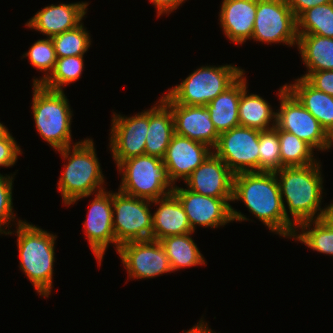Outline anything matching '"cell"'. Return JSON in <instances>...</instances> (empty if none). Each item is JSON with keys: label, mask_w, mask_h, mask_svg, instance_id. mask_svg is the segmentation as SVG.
<instances>
[{"label": "cell", "mask_w": 333, "mask_h": 333, "mask_svg": "<svg viewBox=\"0 0 333 333\" xmlns=\"http://www.w3.org/2000/svg\"><path fill=\"white\" fill-rule=\"evenodd\" d=\"M241 200L258 220L279 236L292 238L296 227L286 218L275 172L233 176L232 201Z\"/></svg>", "instance_id": "6da1fadb"}, {"label": "cell", "mask_w": 333, "mask_h": 333, "mask_svg": "<svg viewBox=\"0 0 333 333\" xmlns=\"http://www.w3.org/2000/svg\"><path fill=\"white\" fill-rule=\"evenodd\" d=\"M320 168L318 161L307 166L282 167L275 172L285 216L296 228L303 222L317 220L321 216L324 189ZM284 202H287L291 218Z\"/></svg>", "instance_id": "7a4b0ae2"}, {"label": "cell", "mask_w": 333, "mask_h": 333, "mask_svg": "<svg viewBox=\"0 0 333 333\" xmlns=\"http://www.w3.org/2000/svg\"><path fill=\"white\" fill-rule=\"evenodd\" d=\"M70 148H73L72 152ZM57 151L64 160H68L57 183L58 191L62 194L66 206L73 205L79 199L89 197L96 191L105 190L104 175L92 139L81 140L73 146Z\"/></svg>", "instance_id": "3957f363"}, {"label": "cell", "mask_w": 333, "mask_h": 333, "mask_svg": "<svg viewBox=\"0 0 333 333\" xmlns=\"http://www.w3.org/2000/svg\"><path fill=\"white\" fill-rule=\"evenodd\" d=\"M16 227L20 268L41 296L48 297L52 290L54 244L56 235L19 220Z\"/></svg>", "instance_id": "277c9868"}, {"label": "cell", "mask_w": 333, "mask_h": 333, "mask_svg": "<svg viewBox=\"0 0 333 333\" xmlns=\"http://www.w3.org/2000/svg\"><path fill=\"white\" fill-rule=\"evenodd\" d=\"M32 111L35 127L56 151L71 146L72 111L64 91L33 84Z\"/></svg>", "instance_id": "5b68a950"}, {"label": "cell", "mask_w": 333, "mask_h": 333, "mask_svg": "<svg viewBox=\"0 0 333 333\" xmlns=\"http://www.w3.org/2000/svg\"><path fill=\"white\" fill-rule=\"evenodd\" d=\"M122 181L119 191L137 198L154 201L175 189L162 159L147 154L123 160L118 166Z\"/></svg>", "instance_id": "8992f818"}, {"label": "cell", "mask_w": 333, "mask_h": 333, "mask_svg": "<svg viewBox=\"0 0 333 333\" xmlns=\"http://www.w3.org/2000/svg\"><path fill=\"white\" fill-rule=\"evenodd\" d=\"M244 70L237 66H201L180 84L168 89L166 96L176 104L205 106L230 87Z\"/></svg>", "instance_id": "52a82bcc"}, {"label": "cell", "mask_w": 333, "mask_h": 333, "mask_svg": "<svg viewBox=\"0 0 333 333\" xmlns=\"http://www.w3.org/2000/svg\"><path fill=\"white\" fill-rule=\"evenodd\" d=\"M280 108L276 112L275 126L295 134L313 149L325 151L331 148L329 134L319 121L283 85L278 92Z\"/></svg>", "instance_id": "ba28073f"}, {"label": "cell", "mask_w": 333, "mask_h": 333, "mask_svg": "<svg viewBox=\"0 0 333 333\" xmlns=\"http://www.w3.org/2000/svg\"><path fill=\"white\" fill-rule=\"evenodd\" d=\"M150 202L119 190L112 193L113 231L119 246L131 241L152 240Z\"/></svg>", "instance_id": "9c48e42d"}, {"label": "cell", "mask_w": 333, "mask_h": 333, "mask_svg": "<svg viewBox=\"0 0 333 333\" xmlns=\"http://www.w3.org/2000/svg\"><path fill=\"white\" fill-rule=\"evenodd\" d=\"M251 39L269 44L297 45V20L286 0H257Z\"/></svg>", "instance_id": "30bf717a"}, {"label": "cell", "mask_w": 333, "mask_h": 333, "mask_svg": "<svg viewBox=\"0 0 333 333\" xmlns=\"http://www.w3.org/2000/svg\"><path fill=\"white\" fill-rule=\"evenodd\" d=\"M260 131L238 126L222 132L213 152L234 175L242 172H259Z\"/></svg>", "instance_id": "8fae6325"}, {"label": "cell", "mask_w": 333, "mask_h": 333, "mask_svg": "<svg viewBox=\"0 0 333 333\" xmlns=\"http://www.w3.org/2000/svg\"><path fill=\"white\" fill-rule=\"evenodd\" d=\"M173 194L183 205L191 229L196 225L217 228L231 221H246L245 215L232 208V198H214L175 186Z\"/></svg>", "instance_id": "7c38bea8"}, {"label": "cell", "mask_w": 333, "mask_h": 333, "mask_svg": "<svg viewBox=\"0 0 333 333\" xmlns=\"http://www.w3.org/2000/svg\"><path fill=\"white\" fill-rule=\"evenodd\" d=\"M117 253L130 279H150L172 272L166 252L159 241L127 242L119 247Z\"/></svg>", "instance_id": "4fadbf2b"}, {"label": "cell", "mask_w": 333, "mask_h": 333, "mask_svg": "<svg viewBox=\"0 0 333 333\" xmlns=\"http://www.w3.org/2000/svg\"><path fill=\"white\" fill-rule=\"evenodd\" d=\"M149 110L131 117L113 113L110 149L116 165L123 160L145 154Z\"/></svg>", "instance_id": "5bb4252c"}, {"label": "cell", "mask_w": 333, "mask_h": 333, "mask_svg": "<svg viewBox=\"0 0 333 333\" xmlns=\"http://www.w3.org/2000/svg\"><path fill=\"white\" fill-rule=\"evenodd\" d=\"M94 196L83 227L90 248L100 266L109 243L115 244L117 252L120 246L116 243L113 231L112 193L103 190L96 192Z\"/></svg>", "instance_id": "9a60e30c"}, {"label": "cell", "mask_w": 333, "mask_h": 333, "mask_svg": "<svg viewBox=\"0 0 333 333\" xmlns=\"http://www.w3.org/2000/svg\"><path fill=\"white\" fill-rule=\"evenodd\" d=\"M172 111L175 134L206 144L214 149L219 140L205 106L173 103L165 94L160 98Z\"/></svg>", "instance_id": "2e32d148"}, {"label": "cell", "mask_w": 333, "mask_h": 333, "mask_svg": "<svg viewBox=\"0 0 333 333\" xmlns=\"http://www.w3.org/2000/svg\"><path fill=\"white\" fill-rule=\"evenodd\" d=\"M233 176L228 166L212 152L185 180L187 189L214 198H232Z\"/></svg>", "instance_id": "e0dca14e"}, {"label": "cell", "mask_w": 333, "mask_h": 333, "mask_svg": "<svg viewBox=\"0 0 333 333\" xmlns=\"http://www.w3.org/2000/svg\"><path fill=\"white\" fill-rule=\"evenodd\" d=\"M213 152L204 143L174 134L162 159L170 179L183 181Z\"/></svg>", "instance_id": "ac0fdd59"}, {"label": "cell", "mask_w": 333, "mask_h": 333, "mask_svg": "<svg viewBox=\"0 0 333 333\" xmlns=\"http://www.w3.org/2000/svg\"><path fill=\"white\" fill-rule=\"evenodd\" d=\"M88 5L87 2L51 4L38 11L25 25L52 38L80 25Z\"/></svg>", "instance_id": "d6986e66"}, {"label": "cell", "mask_w": 333, "mask_h": 333, "mask_svg": "<svg viewBox=\"0 0 333 333\" xmlns=\"http://www.w3.org/2000/svg\"><path fill=\"white\" fill-rule=\"evenodd\" d=\"M219 20L225 36L236 44L252 38L257 0H223Z\"/></svg>", "instance_id": "ffe728a7"}, {"label": "cell", "mask_w": 333, "mask_h": 333, "mask_svg": "<svg viewBox=\"0 0 333 333\" xmlns=\"http://www.w3.org/2000/svg\"><path fill=\"white\" fill-rule=\"evenodd\" d=\"M152 203L159 205L152 214V240L194 232L183 205L173 193Z\"/></svg>", "instance_id": "44dd1931"}, {"label": "cell", "mask_w": 333, "mask_h": 333, "mask_svg": "<svg viewBox=\"0 0 333 333\" xmlns=\"http://www.w3.org/2000/svg\"><path fill=\"white\" fill-rule=\"evenodd\" d=\"M246 86L247 80L243 73L230 87L205 105L219 134L240 126L239 100Z\"/></svg>", "instance_id": "7402d4cb"}, {"label": "cell", "mask_w": 333, "mask_h": 333, "mask_svg": "<svg viewBox=\"0 0 333 333\" xmlns=\"http://www.w3.org/2000/svg\"><path fill=\"white\" fill-rule=\"evenodd\" d=\"M157 102L149 109L145 154L163 159L175 128L171 109L161 99Z\"/></svg>", "instance_id": "603a6c76"}, {"label": "cell", "mask_w": 333, "mask_h": 333, "mask_svg": "<svg viewBox=\"0 0 333 333\" xmlns=\"http://www.w3.org/2000/svg\"><path fill=\"white\" fill-rule=\"evenodd\" d=\"M286 88L319 121L329 134L333 130V96L317 90L305 78H298Z\"/></svg>", "instance_id": "cb8c5ba5"}, {"label": "cell", "mask_w": 333, "mask_h": 333, "mask_svg": "<svg viewBox=\"0 0 333 333\" xmlns=\"http://www.w3.org/2000/svg\"><path fill=\"white\" fill-rule=\"evenodd\" d=\"M297 47L308 70L302 78L306 79L312 72L333 70V38L298 34Z\"/></svg>", "instance_id": "d4e9b609"}, {"label": "cell", "mask_w": 333, "mask_h": 333, "mask_svg": "<svg viewBox=\"0 0 333 333\" xmlns=\"http://www.w3.org/2000/svg\"><path fill=\"white\" fill-rule=\"evenodd\" d=\"M247 88L248 87L246 86L243 89L239 100L240 126L261 131L274 128L276 123V112H273L271 105H269V103L261 96L257 94H247Z\"/></svg>", "instance_id": "484cf974"}, {"label": "cell", "mask_w": 333, "mask_h": 333, "mask_svg": "<svg viewBox=\"0 0 333 333\" xmlns=\"http://www.w3.org/2000/svg\"><path fill=\"white\" fill-rule=\"evenodd\" d=\"M191 234L169 236L159 240L166 252L172 272L186 267L206 264Z\"/></svg>", "instance_id": "4316f807"}, {"label": "cell", "mask_w": 333, "mask_h": 333, "mask_svg": "<svg viewBox=\"0 0 333 333\" xmlns=\"http://www.w3.org/2000/svg\"><path fill=\"white\" fill-rule=\"evenodd\" d=\"M297 34L333 38V2L314 6L297 18Z\"/></svg>", "instance_id": "83f0119b"}, {"label": "cell", "mask_w": 333, "mask_h": 333, "mask_svg": "<svg viewBox=\"0 0 333 333\" xmlns=\"http://www.w3.org/2000/svg\"><path fill=\"white\" fill-rule=\"evenodd\" d=\"M274 128L278 131L281 164L284 167L307 166L318 162L314 158V149L309 144L295 134L280 130L276 126Z\"/></svg>", "instance_id": "f1b7e54d"}, {"label": "cell", "mask_w": 333, "mask_h": 333, "mask_svg": "<svg viewBox=\"0 0 333 333\" xmlns=\"http://www.w3.org/2000/svg\"><path fill=\"white\" fill-rule=\"evenodd\" d=\"M313 225V227H311ZM301 229L294 232L293 239L304 243L308 248L319 253L333 256V231L326 227L319 219L306 221L297 226ZM312 228V229H310Z\"/></svg>", "instance_id": "f546056e"}, {"label": "cell", "mask_w": 333, "mask_h": 333, "mask_svg": "<svg viewBox=\"0 0 333 333\" xmlns=\"http://www.w3.org/2000/svg\"><path fill=\"white\" fill-rule=\"evenodd\" d=\"M83 61V55L57 58L54 70L41 85L50 90L63 91V85H69L80 78Z\"/></svg>", "instance_id": "4dcf8cb0"}, {"label": "cell", "mask_w": 333, "mask_h": 333, "mask_svg": "<svg viewBox=\"0 0 333 333\" xmlns=\"http://www.w3.org/2000/svg\"><path fill=\"white\" fill-rule=\"evenodd\" d=\"M83 23L77 27L52 37L57 58L81 56L88 51L91 39Z\"/></svg>", "instance_id": "1f68e13d"}, {"label": "cell", "mask_w": 333, "mask_h": 333, "mask_svg": "<svg viewBox=\"0 0 333 333\" xmlns=\"http://www.w3.org/2000/svg\"><path fill=\"white\" fill-rule=\"evenodd\" d=\"M282 167L278 131L262 130L259 134V172H276Z\"/></svg>", "instance_id": "d6a6232c"}, {"label": "cell", "mask_w": 333, "mask_h": 333, "mask_svg": "<svg viewBox=\"0 0 333 333\" xmlns=\"http://www.w3.org/2000/svg\"><path fill=\"white\" fill-rule=\"evenodd\" d=\"M29 57L31 65L46 74L40 79H34L33 84H41L54 70L57 60L55 47L51 38L35 42L23 57Z\"/></svg>", "instance_id": "836d02e7"}, {"label": "cell", "mask_w": 333, "mask_h": 333, "mask_svg": "<svg viewBox=\"0 0 333 333\" xmlns=\"http://www.w3.org/2000/svg\"><path fill=\"white\" fill-rule=\"evenodd\" d=\"M13 179L12 176H3L0 173V234L5 235H11L13 231H7L3 225L7 228L8 225H11L9 223L12 219L13 221L15 219L12 202Z\"/></svg>", "instance_id": "e575fe53"}, {"label": "cell", "mask_w": 333, "mask_h": 333, "mask_svg": "<svg viewBox=\"0 0 333 333\" xmlns=\"http://www.w3.org/2000/svg\"><path fill=\"white\" fill-rule=\"evenodd\" d=\"M22 154L21 149L9 132L0 139V166L10 167L17 161L18 155Z\"/></svg>", "instance_id": "d590c367"}, {"label": "cell", "mask_w": 333, "mask_h": 333, "mask_svg": "<svg viewBox=\"0 0 333 333\" xmlns=\"http://www.w3.org/2000/svg\"><path fill=\"white\" fill-rule=\"evenodd\" d=\"M306 80L317 90L333 96V70L312 72Z\"/></svg>", "instance_id": "8d00e7d4"}, {"label": "cell", "mask_w": 333, "mask_h": 333, "mask_svg": "<svg viewBox=\"0 0 333 333\" xmlns=\"http://www.w3.org/2000/svg\"><path fill=\"white\" fill-rule=\"evenodd\" d=\"M286 2L297 18L302 12L314 6L331 3L333 0H286Z\"/></svg>", "instance_id": "74e56055"}, {"label": "cell", "mask_w": 333, "mask_h": 333, "mask_svg": "<svg viewBox=\"0 0 333 333\" xmlns=\"http://www.w3.org/2000/svg\"><path fill=\"white\" fill-rule=\"evenodd\" d=\"M185 0H150V2L157 8V16L160 17L164 13H171L177 9L180 4ZM187 1V0H186Z\"/></svg>", "instance_id": "f35d334b"}, {"label": "cell", "mask_w": 333, "mask_h": 333, "mask_svg": "<svg viewBox=\"0 0 333 333\" xmlns=\"http://www.w3.org/2000/svg\"><path fill=\"white\" fill-rule=\"evenodd\" d=\"M319 220L333 231V203L323 208Z\"/></svg>", "instance_id": "ab89813d"}, {"label": "cell", "mask_w": 333, "mask_h": 333, "mask_svg": "<svg viewBox=\"0 0 333 333\" xmlns=\"http://www.w3.org/2000/svg\"><path fill=\"white\" fill-rule=\"evenodd\" d=\"M202 319L191 329L186 331L185 333H213L211 329H208L207 323H204Z\"/></svg>", "instance_id": "60d3db41"}, {"label": "cell", "mask_w": 333, "mask_h": 333, "mask_svg": "<svg viewBox=\"0 0 333 333\" xmlns=\"http://www.w3.org/2000/svg\"><path fill=\"white\" fill-rule=\"evenodd\" d=\"M8 133L7 127L0 123V139L4 138Z\"/></svg>", "instance_id": "b9f144b4"}, {"label": "cell", "mask_w": 333, "mask_h": 333, "mask_svg": "<svg viewBox=\"0 0 333 333\" xmlns=\"http://www.w3.org/2000/svg\"><path fill=\"white\" fill-rule=\"evenodd\" d=\"M329 143H330V146L333 145V130L329 133Z\"/></svg>", "instance_id": "7bdbcfd3"}]
</instances>
